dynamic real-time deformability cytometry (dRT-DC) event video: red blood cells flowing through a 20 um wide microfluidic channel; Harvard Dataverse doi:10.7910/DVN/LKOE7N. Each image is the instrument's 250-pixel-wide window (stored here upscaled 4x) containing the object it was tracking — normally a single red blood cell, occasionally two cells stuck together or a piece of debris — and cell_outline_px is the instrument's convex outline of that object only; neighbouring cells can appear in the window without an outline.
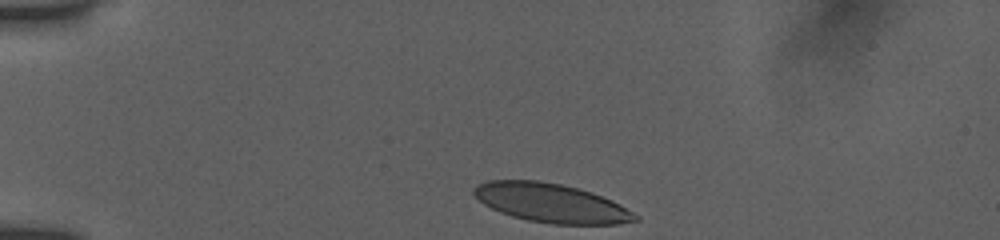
{"species": "human", "species_latin": "Homo sapiens", "temperature_condition": "room temperature", "stored_images_in_passage": 35, "camera_frame_rate_fps": 3000, "um_per_image_px": 0.085, "donor": {"sex": "female"}, "frame": {"image": 1, "passage_image": 1, "time_ms": 0.0, "image_size_px": [1000, 240], "cell_outline_px": [[640, 220], [616, 224], [552, 224], [528, 220], [512, 216], [500, 212], [484, 204], [472, 192], [472, 188], [476, 184], [488, 180], [540, 180], [580, 188], [592, 192], [612, 200], [620, 204], [640, 216]], "centroid_in_image_um": [46.86, 17.24], "position_along_channel_um": 38.1, "area_um2": 36.76}}
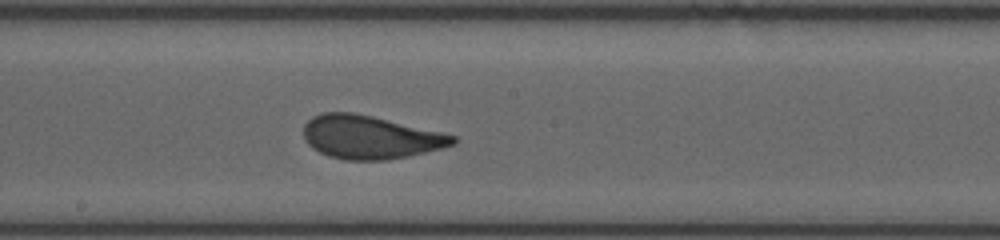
{"frame": {"image": 2, "passage_image": 19, "time_ms": 6.0, "image_size_px": [1000, 240], "cell_outline_px": [[460, 140], [456, 144], [444, 148], [408, 156], [388, 160], [344, 160], [328, 156], [312, 148], [304, 140], [304, 124], [312, 116], [324, 112], [352, 112], [372, 116], [440, 132], [456, 136]], "centroid_in_image_um": [31.46, 11.67], "position_along_channel_um": 216.7, "area_um2": 37.8}}
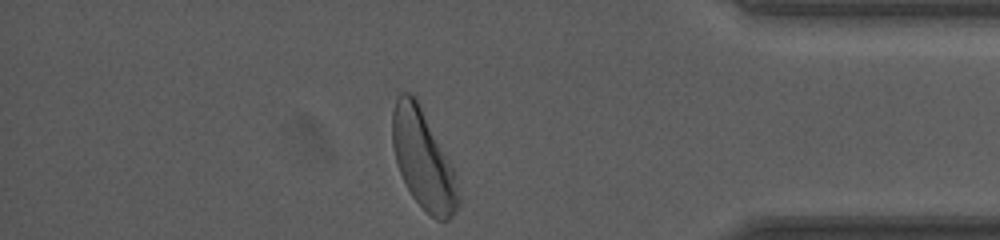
{"frame": {"image": 3, "passage_image": 35, "time_ms": 11.333, "image_size_px": [1000, 240], "cell_outline_px": [[460, 200], [456, 212], [448, 220], [436, 220], [412, 196], [400, 172], [396, 160], [392, 144], [392, 112], [396, 100], [400, 92], [408, 92], [416, 96], [456, 172], [460, 196]], "centroid_in_image_um": [35.99, 13.54], "position_along_channel_um": 399.2, "area_um2": 38.09}, "authors_computed_cell_mechanics": {"area_um2": 37.6856, "velocity_mm_per_s": 3.8859, "shape_relaxation_time_tau1_ms": 4.7529, "shape_relaxation_time_tau2_ms": null, "deformation_change_tau1": 0.1787, "deformation_change_tau2": null}}